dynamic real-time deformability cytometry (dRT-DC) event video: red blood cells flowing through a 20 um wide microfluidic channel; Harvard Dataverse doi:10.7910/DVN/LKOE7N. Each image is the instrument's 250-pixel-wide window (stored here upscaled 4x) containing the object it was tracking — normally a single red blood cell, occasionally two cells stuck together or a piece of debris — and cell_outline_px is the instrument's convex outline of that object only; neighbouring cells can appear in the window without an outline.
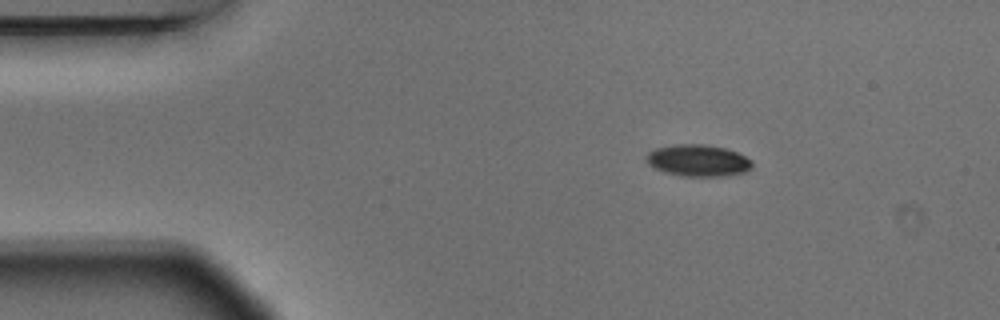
{"species": "Egyptian fruit bat (a non-hibernating species)", "species_latin": "Rousettus aegyptiacus", "temperature_condition": "warm", "stored_images_in_passage": 4, "segment_of_instrument_passage": [1, 2], "camera_frame_rate_fps": 3000, "um_per_image_px": 0.085, "animal": {"sex": "male"}, "frame": {"image": 1, "passage_image": 1, "time_ms": 0.0, "image_size_px": [1000, 320], "cell_outline_px": [[752, 164], [744, 172], [720, 176], [680, 176], [664, 172], [648, 164], [648, 152], [656, 148], [672, 144], [708, 144], [724, 148], [736, 152], [752, 160]], "centroid_in_image_um": [59.31, 13.63], "position_along_channel_um": 25.7, "area_um2": 19.36}}